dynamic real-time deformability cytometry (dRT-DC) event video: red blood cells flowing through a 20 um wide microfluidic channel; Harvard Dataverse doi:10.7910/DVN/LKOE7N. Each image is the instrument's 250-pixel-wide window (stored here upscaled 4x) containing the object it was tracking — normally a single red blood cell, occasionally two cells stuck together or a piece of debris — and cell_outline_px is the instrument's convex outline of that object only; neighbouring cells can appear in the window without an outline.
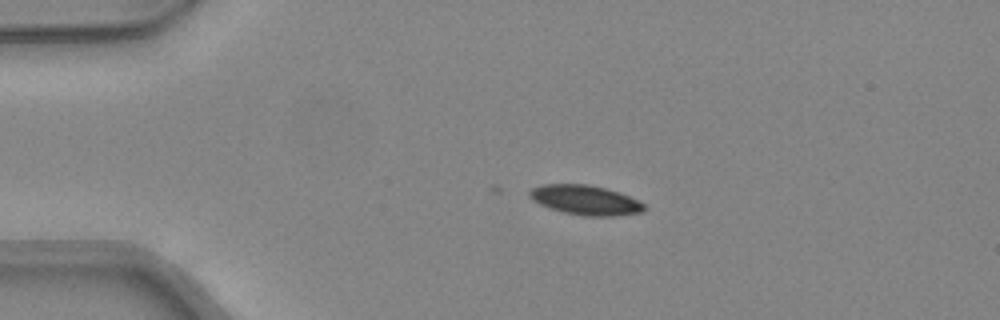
{"species": "common noctule bat (a hibernating species)", "species_latin": "Nyctalus noctula", "temperature_condition": "warm", "stored_images_in_passage": 32, "camera_frame_rate_fps": 3000, "um_per_image_px": 0.085, "animal": {"sex": "female", "body_mass_g": 24.6, "forearm_length_mm": 56.2}, "frame": {"image": 1, "passage_image": 1, "time_ms": 0.0, "image_size_px": [1000, 320], "cell_outline_px": [[644, 212], [612, 216], [584, 216], [564, 212], [548, 208], [532, 200], [528, 196], [528, 192], [532, 188], [544, 184], [588, 184], [608, 188], [620, 192], [640, 200], [644, 204]], "centroid_in_image_um": [49.77, 17.0], "position_along_channel_um": 35.2, "area_um2": 20.06}}
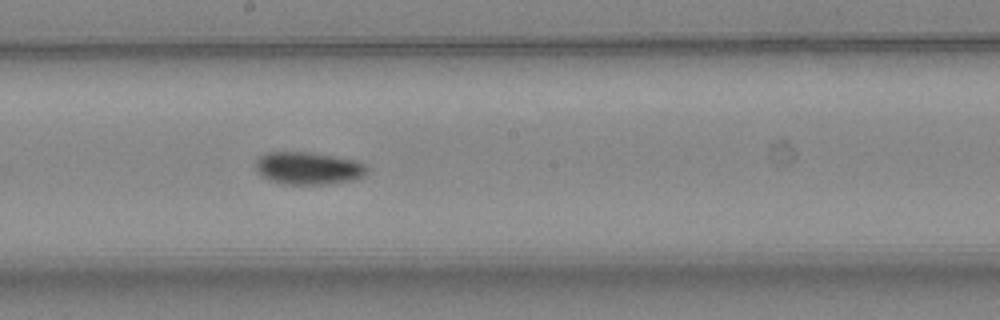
{"frame": {"image": 2, "passage_image": 17, "time_ms": 5.333, "image_size_px": [1000, 320], "cell_outline_px": [[368, 172], [364, 176], [352, 180], [328, 184], [284, 184], [268, 180], [260, 176], [256, 172], [256, 160], [264, 152], [312, 152], [356, 160], [364, 164], [368, 168]], "centroid_in_image_um": [26.18, 14.3], "position_along_channel_um": 222.0, "area_um2": 21.39}}
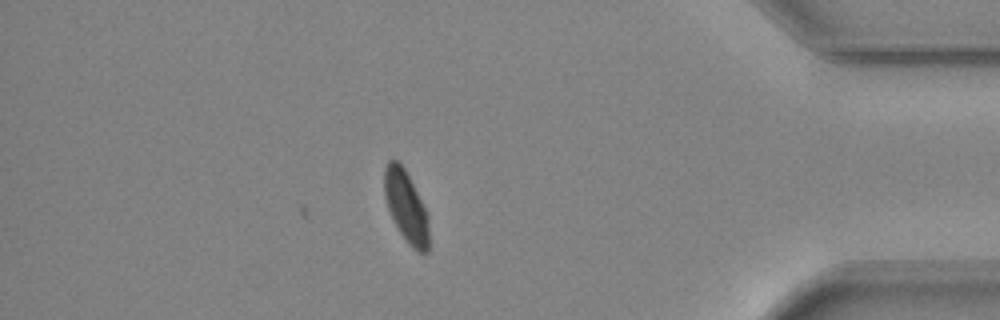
{"frame": {"image": 3, "passage_image": 32, "time_ms": 10.333, "image_size_px": [1000, 320], "cell_outline_px": [[428, 252], [420, 252], [412, 248], [408, 244], [400, 232], [388, 208], [384, 196], [384, 168], [388, 160], [396, 160], [404, 168], [428, 212]], "centroid_in_image_um": [34.51, 17.54], "position_along_channel_um": 400.7, "area_um2": 18.38}, "authors_computed_cell_mechanics": {"area_um2": 20.6346, "velocity_mm_per_s": 4.3471, "shape_relaxation_time_tau1_ms": 5.2344, "shape_relaxation_time_tau2_ms": 1.9977, "deformation_change_tau1": 0.13, "deformation_change_tau2": 0.0505}}